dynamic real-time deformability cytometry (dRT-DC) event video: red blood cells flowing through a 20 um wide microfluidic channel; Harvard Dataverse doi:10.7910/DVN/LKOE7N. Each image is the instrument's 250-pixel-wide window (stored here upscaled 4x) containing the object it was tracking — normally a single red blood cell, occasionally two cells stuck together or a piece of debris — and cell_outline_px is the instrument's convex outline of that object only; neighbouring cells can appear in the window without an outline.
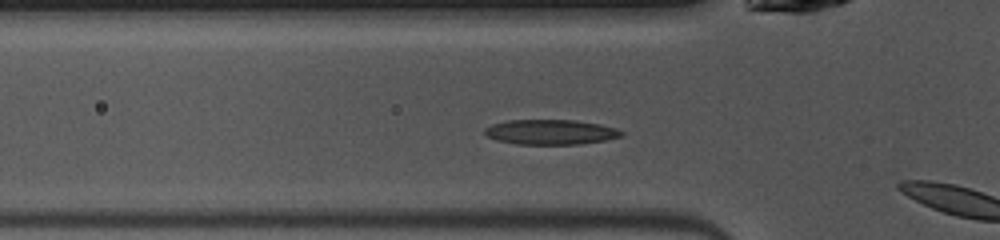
{"species": "common noctule bat (a hibernating species)", "species_latin": "Nyctalus noctula", "temperature_condition": "warm", "stored_images_in_passage": 5, "camera_frame_rate_fps": 3000, "um_per_image_px": 0.085, "animal": {"sex": "female", "body_mass_g": 10.0, "forearm_length_mm": 53.1}, "frame": {"image": 1, "passage_image": 4, "time_ms": 1.0, "image_size_px": [1000, 240], "cell_outline_px": [[624, 136], [604, 140], [580, 144], [516, 144], [496, 140], [488, 136], [484, 132], [484, 128], [492, 124], [508, 120], [576, 120], [600, 124], [616, 128], [624, 132]], "centroid_in_image_um": [46.81, 11.22], "position_along_channel_um": 79.0, "area_um2": 19.94}}